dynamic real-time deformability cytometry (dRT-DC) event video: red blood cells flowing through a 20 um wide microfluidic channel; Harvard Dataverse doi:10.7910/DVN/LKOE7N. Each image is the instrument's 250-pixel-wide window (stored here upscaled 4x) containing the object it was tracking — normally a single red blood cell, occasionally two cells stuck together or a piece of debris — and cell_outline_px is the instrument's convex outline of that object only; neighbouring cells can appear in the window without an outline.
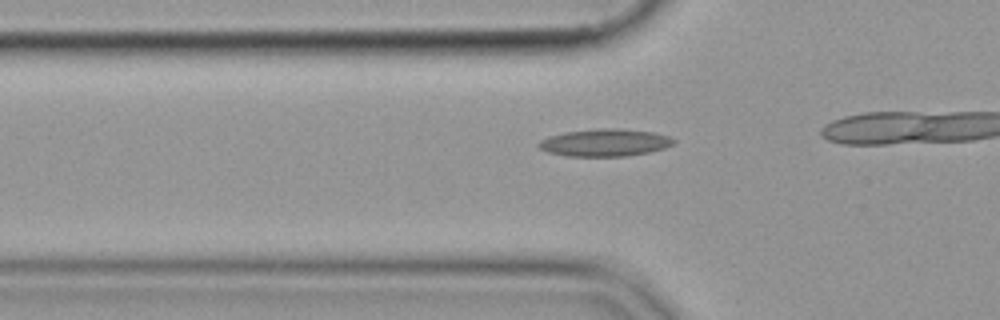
{"species": "common noctule bat (a hibernating species)", "species_latin": "Nyctalus noctula", "temperature_condition": "cold", "stored_images_in_passage": 15, "camera_frame_rate_fps": 3000, "um_per_image_px": 0.085, "animal": {"sex": "female", "body_mass_g": 19.9}, "frame": {"image": 1, "passage_image": 9, "time_ms": 2.667, "image_size_px": [1000, 320], "cell_outline_px": [[676, 144], [664, 148], [648, 152], [628, 156], [568, 156], [548, 152], [540, 148], [536, 144], [540, 140], [548, 136], [564, 132], [600, 128], [620, 128], [652, 132], [668, 136], [676, 140]], "centroid_in_image_um": [51.42, 12.12], "position_along_channel_um": 74.4, "area_um2": 21.62}}
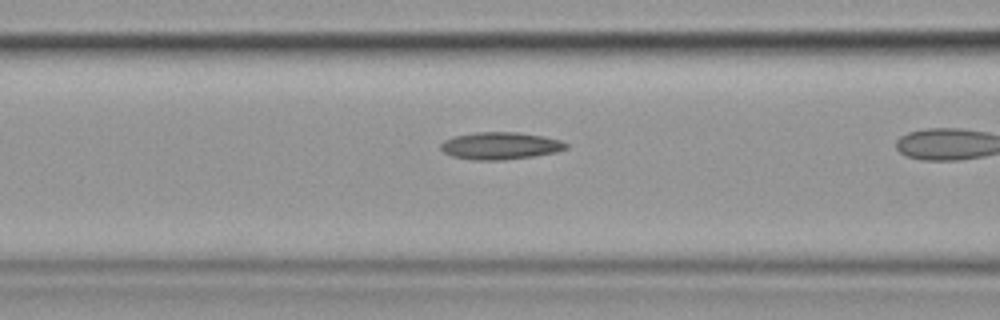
{"frame": {"image": 2, "passage_image": 13, "time_ms": 4.0, "image_size_px": [1000, 320], "cell_outline_px": [[568, 148], [556, 152], [532, 156], [504, 160], [476, 160], [452, 156], [444, 152], [440, 148], [440, 144], [444, 140], [456, 136], [476, 132], [520, 132], [544, 136], [560, 140], [568, 144]], "centroid_in_image_um": [42.54, 12.38], "position_along_channel_um": 124.1, "area_um2": 19.88}}